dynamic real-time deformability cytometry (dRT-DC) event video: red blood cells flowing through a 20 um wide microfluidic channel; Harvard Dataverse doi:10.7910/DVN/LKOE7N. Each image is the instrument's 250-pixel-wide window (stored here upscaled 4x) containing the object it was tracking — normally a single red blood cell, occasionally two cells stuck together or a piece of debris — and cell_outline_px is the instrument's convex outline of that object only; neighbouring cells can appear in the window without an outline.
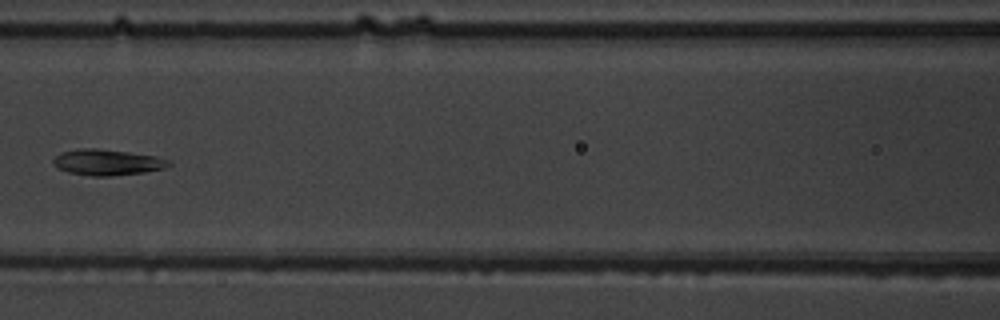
{"species": "common noctule bat (a hibernating species)", "species_latin": "Nyctalus noctula", "temperature_condition": "warm", "stored_images_in_passage": 7, "camera_frame_rate_fps": 3000, "um_per_image_px": 0.085, "animal": {"sex": "male", "body_mass_g": 19.5, "forearm_length_mm": 54.6}, "frame": {"image": 1, "passage_image": 6, "time_ms": 6.667, "image_size_px": [1000, 320], "cell_outline_px": [[172, 164], [164, 168], [144, 172], [108, 176], [92, 176], [68, 172], [56, 168], [52, 164], [52, 160], [60, 152], [80, 148], [96, 148], [128, 152], [156, 156], [172, 160]], "centroid_in_image_um": [9.1, 13.79], "position_along_channel_um": 157.5, "area_um2": 17.57}}
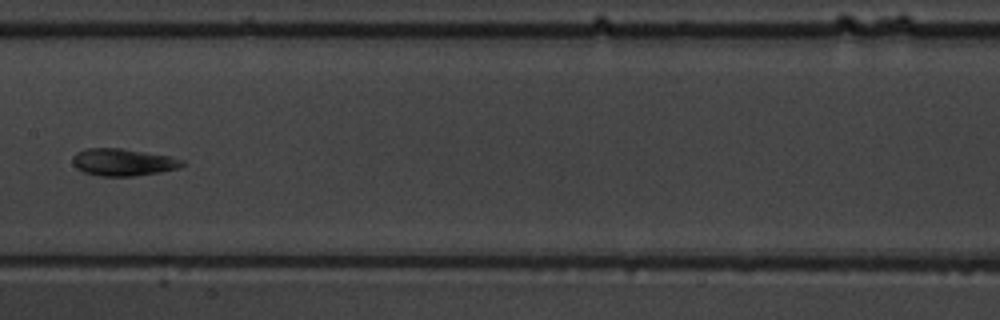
{"frame": {"image": 2, "passage_image": 7, "time_ms": 7.667, "image_size_px": [1000, 320], "cell_outline_px": [[188, 164], [180, 168], [160, 172], [132, 176], [100, 176], [84, 172], [76, 168], [72, 164], [72, 156], [76, 152], [84, 148], [120, 148], [168, 156], [184, 160]], "centroid_in_image_um": [10.45, 13.79], "position_along_channel_um": 196.9, "area_um2": 17.51}}